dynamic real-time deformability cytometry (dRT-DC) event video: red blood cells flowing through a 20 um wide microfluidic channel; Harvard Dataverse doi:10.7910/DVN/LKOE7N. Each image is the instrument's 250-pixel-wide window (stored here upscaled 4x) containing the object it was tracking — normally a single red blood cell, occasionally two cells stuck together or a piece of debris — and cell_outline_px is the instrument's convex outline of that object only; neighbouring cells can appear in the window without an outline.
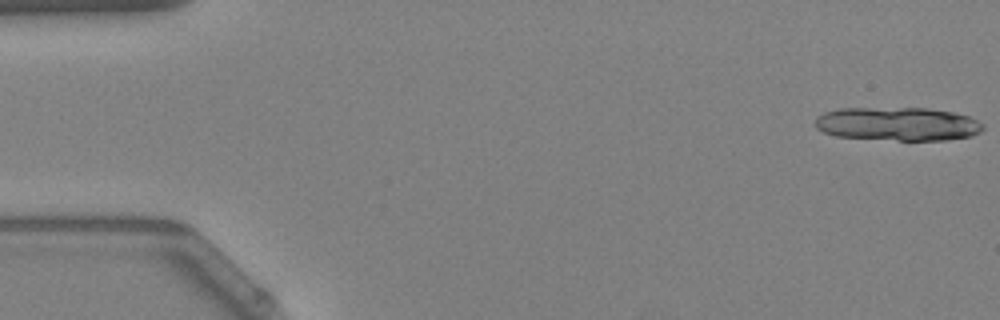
{"species": "Egyptian fruit bat (a non-hibernating species)", "species_latin": "Rousettus aegyptiacus", "temperature_condition": "warm", "stored_images_in_passage": 15, "camera_frame_rate_fps": 3000, "um_per_image_px": 0.085, "animal": {"sex": "female"}, "frame": {"image": 1, "passage_image": 1, "time_ms": 0.0, "image_size_px": [1000, 320], "cell_outline_px": [[984, 128], [980, 132], [972, 136], [948, 140], [896, 140], [836, 136], [824, 132], [816, 128], [816, 116], [824, 112], [840, 108], [928, 108], [952, 112], [968, 116], [984, 124]], "centroid_in_image_um": [76.32, 10.53], "position_along_channel_um": 8.7, "area_um2": 32.89}}
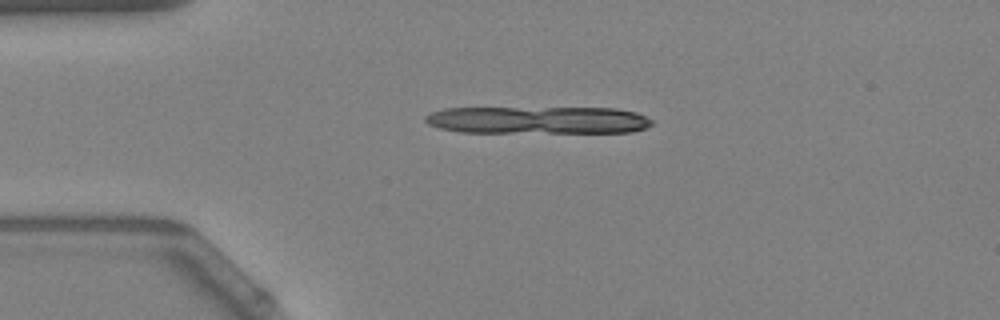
{"frame": {"image": 2, "passage_image": 12, "time_ms": 3.667, "image_size_px": [1000, 320], "cell_outline_px": [[652, 124], [644, 128], [632, 132], [460, 132], [440, 128], [428, 124], [424, 120], [424, 116], [432, 112], [444, 108], [616, 108], [636, 112], [652, 120]], "centroid_in_image_um": [45.7, 10.2], "position_along_channel_um": 39.3, "area_um2": 36.18}}